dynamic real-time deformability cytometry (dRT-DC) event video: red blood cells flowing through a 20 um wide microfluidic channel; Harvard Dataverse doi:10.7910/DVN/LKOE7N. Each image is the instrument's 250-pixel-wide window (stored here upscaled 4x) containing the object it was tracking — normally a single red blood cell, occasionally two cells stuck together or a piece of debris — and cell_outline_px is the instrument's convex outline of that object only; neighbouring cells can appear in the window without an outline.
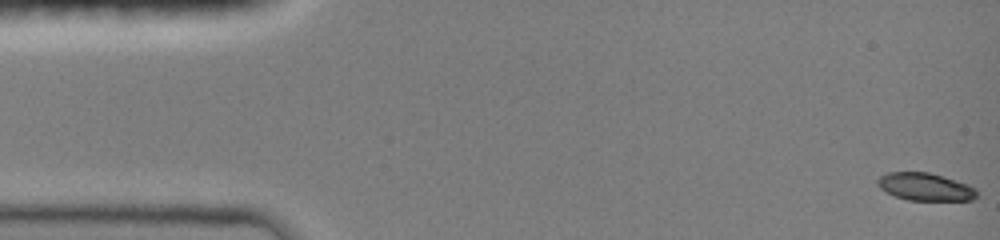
{"species": "common noctule bat (a hibernating species)", "species_latin": "Nyctalus noctula", "temperature_condition": "room temperature", "stored_images_in_passage": 47, "camera_frame_rate_fps": 3000, "um_per_image_px": 0.085, "animal": {"sex": "female", "body_mass_g": 19.0, "forearm_length_mm": 51.5}, "frame": {"image": 1, "passage_image": 1, "time_ms": 0.0, "image_size_px": [1000, 240], "cell_outline_px": [[976, 196], [972, 200], [908, 200], [884, 192], [876, 184], [876, 180], [880, 176], [888, 172], [928, 172], [944, 176], [968, 184], [976, 188]], "centroid_in_image_um": [78.61, 15.87], "position_along_channel_um": 6.4, "area_um2": 16.07}}
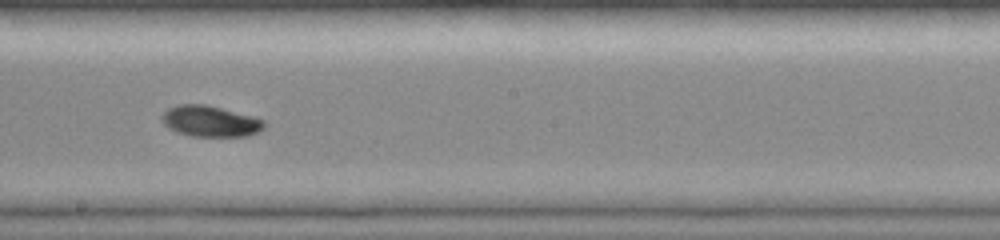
{"frame": {"image": 2, "passage_image": 24, "time_ms": 8.667, "image_size_px": [1000, 240], "cell_outline_px": [[264, 128], [248, 136], [192, 136], [176, 132], [168, 128], [160, 120], [160, 116], [168, 108], [180, 104], [204, 104], [252, 116], [264, 120]], "centroid_in_image_um": [17.82, 10.31], "position_along_channel_um": 230.4, "area_um2": 18.38}}
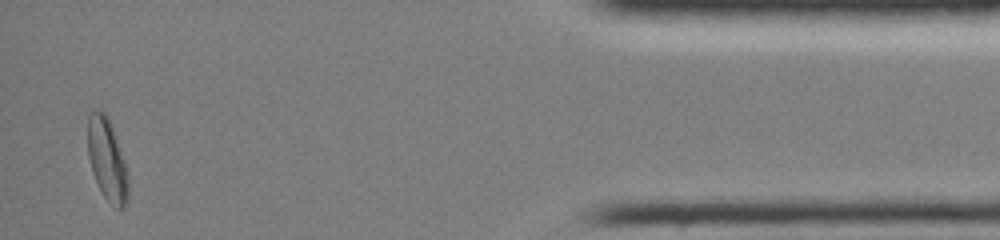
{"frame": {"image": 3, "passage_image": 45, "time_ms": 15.0, "image_size_px": [1000, 240], "cell_outline_px": [[128, 200], [124, 208], [116, 208], [104, 196], [92, 172], [88, 156], [88, 116], [92, 112], [104, 112], [108, 116], [128, 176]], "centroid_in_image_um": [9.1, 13.61], "position_along_channel_um": 426.1, "area_um2": 18.73}, "authors_computed_cell_mechanics": {"area_um2": 17.9758, "velocity_mm_per_s": 4.0533, "shape_relaxation_time_tau1_ms": 2.9079, "shape_relaxation_time_tau2_ms": null, "deformation_change_tau1": 0.1322, "deformation_change_tau2": null}}